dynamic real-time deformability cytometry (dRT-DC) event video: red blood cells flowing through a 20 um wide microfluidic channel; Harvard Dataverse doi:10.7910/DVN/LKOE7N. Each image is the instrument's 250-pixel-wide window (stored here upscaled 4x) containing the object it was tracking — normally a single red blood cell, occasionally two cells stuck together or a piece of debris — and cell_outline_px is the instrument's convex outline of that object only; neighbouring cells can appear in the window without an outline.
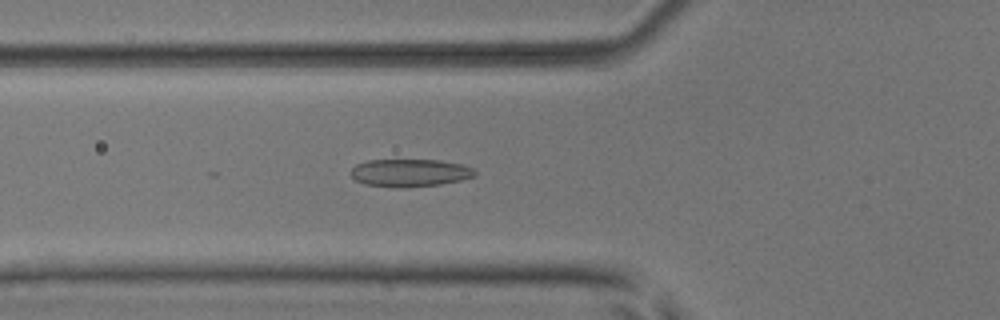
{"species": "common noctule bat (a hibernating species)", "species_latin": "Nyctalus noctula", "temperature_condition": "room temperature", "stored_images_in_passage": 17, "camera_frame_rate_fps": 3000, "um_per_image_px": 0.085, "animal": {"sex": "male", "body_mass_g": 17.9, "forearm_length_mm": 54.2}, "frame": {"image": 1, "passage_image": 4, "time_ms": 1.0, "image_size_px": [1000, 320], "cell_outline_px": [[476, 176], [460, 180], [440, 184], [404, 188], [396, 188], [364, 184], [356, 180], [352, 176], [352, 168], [356, 164], [368, 160], [440, 160], [460, 164], [472, 168], [476, 172]], "centroid_in_image_um": [34.83, 14.69], "position_along_channel_um": 91.0, "area_um2": 20.0}}
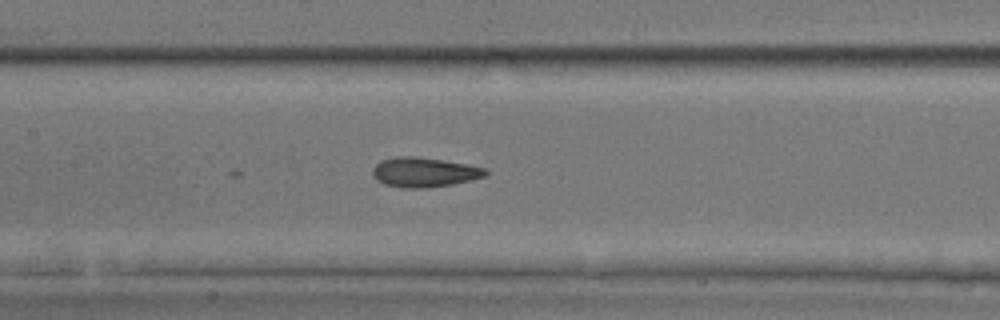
{"frame": {"image": 2, "passage_image": 10, "time_ms": 3.0, "image_size_px": [1000, 320], "cell_outline_px": [[488, 172], [484, 176], [472, 180], [452, 184], [424, 188], [400, 188], [384, 184], [376, 180], [372, 172], [372, 168], [380, 160], [396, 156], [412, 156], [444, 160], [468, 164], [488, 168]], "centroid_in_image_um": [36.05, 14.63], "position_along_channel_um": 171.4, "area_um2": 19.71}}
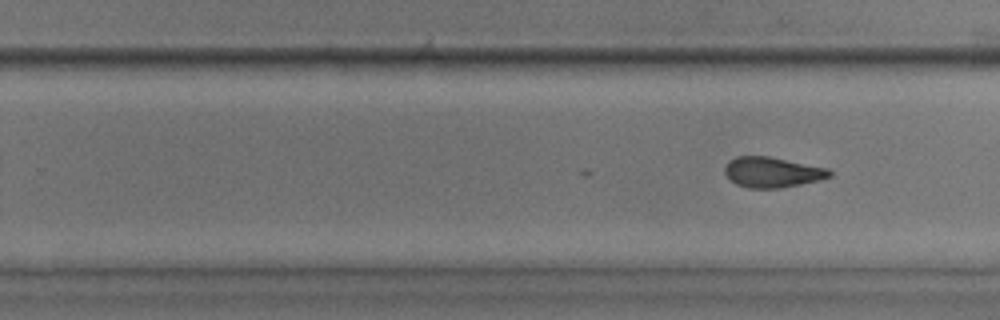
{"frame": {"image": 3, "passage_image": 17, "time_ms": 5.333, "image_size_px": [1000, 320], "cell_outline_px": [[832, 176], [820, 180], [780, 188], [748, 188], [736, 184], [724, 172], [724, 168], [728, 160], [736, 156], [768, 156], [828, 168], [832, 172]], "centroid_in_image_um": [65.64, 14.63], "position_along_channel_um": 264.2, "area_um2": 18.55}}